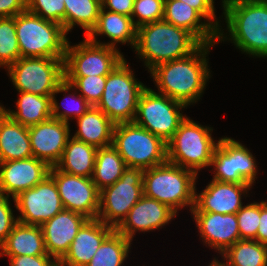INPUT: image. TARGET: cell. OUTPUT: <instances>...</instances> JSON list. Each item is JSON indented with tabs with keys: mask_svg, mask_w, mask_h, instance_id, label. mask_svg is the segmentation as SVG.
<instances>
[{
	"mask_svg": "<svg viewBox=\"0 0 267 266\" xmlns=\"http://www.w3.org/2000/svg\"><path fill=\"white\" fill-rule=\"evenodd\" d=\"M256 241L267 245V201L260 202V220L256 234Z\"/></svg>",
	"mask_w": 267,
	"mask_h": 266,
	"instance_id": "bcb514c9",
	"label": "cell"
},
{
	"mask_svg": "<svg viewBox=\"0 0 267 266\" xmlns=\"http://www.w3.org/2000/svg\"><path fill=\"white\" fill-rule=\"evenodd\" d=\"M20 58L15 17L0 18V67L7 69Z\"/></svg>",
	"mask_w": 267,
	"mask_h": 266,
	"instance_id": "e575fe53",
	"label": "cell"
},
{
	"mask_svg": "<svg viewBox=\"0 0 267 266\" xmlns=\"http://www.w3.org/2000/svg\"><path fill=\"white\" fill-rule=\"evenodd\" d=\"M9 257L10 266H59L58 262L50 255H21Z\"/></svg>",
	"mask_w": 267,
	"mask_h": 266,
	"instance_id": "7bdbcfd3",
	"label": "cell"
},
{
	"mask_svg": "<svg viewBox=\"0 0 267 266\" xmlns=\"http://www.w3.org/2000/svg\"><path fill=\"white\" fill-rule=\"evenodd\" d=\"M70 123L50 118L28 127L33 157L55 166L61 159L70 135Z\"/></svg>",
	"mask_w": 267,
	"mask_h": 266,
	"instance_id": "e0dca14e",
	"label": "cell"
},
{
	"mask_svg": "<svg viewBox=\"0 0 267 266\" xmlns=\"http://www.w3.org/2000/svg\"><path fill=\"white\" fill-rule=\"evenodd\" d=\"M197 174L166 161L143 172V195L178 210L195 204ZM184 207V208H183Z\"/></svg>",
	"mask_w": 267,
	"mask_h": 266,
	"instance_id": "277c9868",
	"label": "cell"
},
{
	"mask_svg": "<svg viewBox=\"0 0 267 266\" xmlns=\"http://www.w3.org/2000/svg\"><path fill=\"white\" fill-rule=\"evenodd\" d=\"M64 79L80 92L91 106H96L101 100L106 76H64Z\"/></svg>",
	"mask_w": 267,
	"mask_h": 266,
	"instance_id": "d590c367",
	"label": "cell"
},
{
	"mask_svg": "<svg viewBox=\"0 0 267 266\" xmlns=\"http://www.w3.org/2000/svg\"><path fill=\"white\" fill-rule=\"evenodd\" d=\"M97 149L93 145L70 137L55 167L71 175L92 178Z\"/></svg>",
	"mask_w": 267,
	"mask_h": 266,
	"instance_id": "4316f807",
	"label": "cell"
},
{
	"mask_svg": "<svg viewBox=\"0 0 267 266\" xmlns=\"http://www.w3.org/2000/svg\"><path fill=\"white\" fill-rule=\"evenodd\" d=\"M240 239L256 240L260 220V202L248 203L236 213Z\"/></svg>",
	"mask_w": 267,
	"mask_h": 266,
	"instance_id": "f35d334b",
	"label": "cell"
},
{
	"mask_svg": "<svg viewBox=\"0 0 267 266\" xmlns=\"http://www.w3.org/2000/svg\"><path fill=\"white\" fill-rule=\"evenodd\" d=\"M176 216L177 214L167 205L143 195L115 230L133 241L136 232L145 233L162 229Z\"/></svg>",
	"mask_w": 267,
	"mask_h": 266,
	"instance_id": "ac0fdd59",
	"label": "cell"
},
{
	"mask_svg": "<svg viewBox=\"0 0 267 266\" xmlns=\"http://www.w3.org/2000/svg\"><path fill=\"white\" fill-rule=\"evenodd\" d=\"M123 59L119 48L94 43L87 37L73 46L68 41L64 76H107Z\"/></svg>",
	"mask_w": 267,
	"mask_h": 266,
	"instance_id": "7c38bea8",
	"label": "cell"
},
{
	"mask_svg": "<svg viewBox=\"0 0 267 266\" xmlns=\"http://www.w3.org/2000/svg\"><path fill=\"white\" fill-rule=\"evenodd\" d=\"M50 166L35 157L0 162V194L12 199L43 181Z\"/></svg>",
	"mask_w": 267,
	"mask_h": 266,
	"instance_id": "2e32d148",
	"label": "cell"
},
{
	"mask_svg": "<svg viewBox=\"0 0 267 266\" xmlns=\"http://www.w3.org/2000/svg\"><path fill=\"white\" fill-rule=\"evenodd\" d=\"M49 175L54 179L64 209L79 213L88 219H96L99 210L100 191L92 178L71 175L55 166Z\"/></svg>",
	"mask_w": 267,
	"mask_h": 266,
	"instance_id": "5bb4252c",
	"label": "cell"
},
{
	"mask_svg": "<svg viewBox=\"0 0 267 266\" xmlns=\"http://www.w3.org/2000/svg\"><path fill=\"white\" fill-rule=\"evenodd\" d=\"M105 35L111 41L104 43L97 40L98 36ZM90 41L117 48V43L131 45L135 48L137 40V27L133 19L127 15L110 12L101 7L96 26L86 36Z\"/></svg>",
	"mask_w": 267,
	"mask_h": 266,
	"instance_id": "603a6c76",
	"label": "cell"
},
{
	"mask_svg": "<svg viewBox=\"0 0 267 266\" xmlns=\"http://www.w3.org/2000/svg\"><path fill=\"white\" fill-rule=\"evenodd\" d=\"M221 256L230 266H267V245L256 240L241 239Z\"/></svg>",
	"mask_w": 267,
	"mask_h": 266,
	"instance_id": "4dcf8cb0",
	"label": "cell"
},
{
	"mask_svg": "<svg viewBox=\"0 0 267 266\" xmlns=\"http://www.w3.org/2000/svg\"><path fill=\"white\" fill-rule=\"evenodd\" d=\"M213 128L187 117L180 123L173 137L166 143L167 161L194 171L209 167L218 141L212 137Z\"/></svg>",
	"mask_w": 267,
	"mask_h": 266,
	"instance_id": "8992f818",
	"label": "cell"
},
{
	"mask_svg": "<svg viewBox=\"0 0 267 266\" xmlns=\"http://www.w3.org/2000/svg\"><path fill=\"white\" fill-rule=\"evenodd\" d=\"M88 220L85 216L63 209L41 225L47 254L59 262L68 252L79 229Z\"/></svg>",
	"mask_w": 267,
	"mask_h": 266,
	"instance_id": "ffe728a7",
	"label": "cell"
},
{
	"mask_svg": "<svg viewBox=\"0 0 267 266\" xmlns=\"http://www.w3.org/2000/svg\"><path fill=\"white\" fill-rule=\"evenodd\" d=\"M8 116L7 109L0 104V126L3 122V120Z\"/></svg>",
	"mask_w": 267,
	"mask_h": 266,
	"instance_id": "c3c4849f",
	"label": "cell"
},
{
	"mask_svg": "<svg viewBox=\"0 0 267 266\" xmlns=\"http://www.w3.org/2000/svg\"><path fill=\"white\" fill-rule=\"evenodd\" d=\"M221 6L229 33L220 28L217 44L228 40L242 53L267 58V0H222Z\"/></svg>",
	"mask_w": 267,
	"mask_h": 266,
	"instance_id": "7a4b0ae2",
	"label": "cell"
},
{
	"mask_svg": "<svg viewBox=\"0 0 267 266\" xmlns=\"http://www.w3.org/2000/svg\"><path fill=\"white\" fill-rule=\"evenodd\" d=\"M252 187L249 183L212 179L201 193L195 192V204L190 212L236 214L243 206L242 197H247Z\"/></svg>",
	"mask_w": 267,
	"mask_h": 266,
	"instance_id": "9a60e30c",
	"label": "cell"
},
{
	"mask_svg": "<svg viewBox=\"0 0 267 266\" xmlns=\"http://www.w3.org/2000/svg\"><path fill=\"white\" fill-rule=\"evenodd\" d=\"M215 44H201L192 54L156 65L149 72L158 93L186 106L197 103L211 77L208 53Z\"/></svg>",
	"mask_w": 267,
	"mask_h": 266,
	"instance_id": "6da1fadb",
	"label": "cell"
},
{
	"mask_svg": "<svg viewBox=\"0 0 267 266\" xmlns=\"http://www.w3.org/2000/svg\"><path fill=\"white\" fill-rule=\"evenodd\" d=\"M19 222L41 226L64 209L54 179L48 175L36 186L13 198Z\"/></svg>",
	"mask_w": 267,
	"mask_h": 266,
	"instance_id": "4fadbf2b",
	"label": "cell"
},
{
	"mask_svg": "<svg viewBox=\"0 0 267 266\" xmlns=\"http://www.w3.org/2000/svg\"><path fill=\"white\" fill-rule=\"evenodd\" d=\"M126 168L124 160L112 145L98 148L92 180L101 191L120 179Z\"/></svg>",
	"mask_w": 267,
	"mask_h": 266,
	"instance_id": "f1b7e54d",
	"label": "cell"
},
{
	"mask_svg": "<svg viewBox=\"0 0 267 266\" xmlns=\"http://www.w3.org/2000/svg\"><path fill=\"white\" fill-rule=\"evenodd\" d=\"M187 3L194 9H196L205 19L209 22L217 31L220 30L222 26L219 24L220 20L216 18L215 15V5L214 0H179Z\"/></svg>",
	"mask_w": 267,
	"mask_h": 266,
	"instance_id": "b9f144b4",
	"label": "cell"
},
{
	"mask_svg": "<svg viewBox=\"0 0 267 266\" xmlns=\"http://www.w3.org/2000/svg\"><path fill=\"white\" fill-rule=\"evenodd\" d=\"M33 157L28 127L7 116L0 126V162Z\"/></svg>",
	"mask_w": 267,
	"mask_h": 266,
	"instance_id": "484cf974",
	"label": "cell"
},
{
	"mask_svg": "<svg viewBox=\"0 0 267 266\" xmlns=\"http://www.w3.org/2000/svg\"><path fill=\"white\" fill-rule=\"evenodd\" d=\"M15 30L20 57L65 58L68 38L61 24L26 9L15 16Z\"/></svg>",
	"mask_w": 267,
	"mask_h": 266,
	"instance_id": "5b68a950",
	"label": "cell"
},
{
	"mask_svg": "<svg viewBox=\"0 0 267 266\" xmlns=\"http://www.w3.org/2000/svg\"><path fill=\"white\" fill-rule=\"evenodd\" d=\"M48 255L41 226L17 222L0 245V257Z\"/></svg>",
	"mask_w": 267,
	"mask_h": 266,
	"instance_id": "cb8c5ba5",
	"label": "cell"
},
{
	"mask_svg": "<svg viewBox=\"0 0 267 266\" xmlns=\"http://www.w3.org/2000/svg\"><path fill=\"white\" fill-rule=\"evenodd\" d=\"M132 241L114 230L100 245L86 266H123Z\"/></svg>",
	"mask_w": 267,
	"mask_h": 266,
	"instance_id": "1f68e13d",
	"label": "cell"
},
{
	"mask_svg": "<svg viewBox=\"0 0 267 266\" xmlns=\"http://www.w3.org/2000/svg\"><path fill=\"white\" fill-rule=\"evenodd\" d=\"M78 129L73 138L97 148L112 145L115 124L96 106H91L76 119Z\"/></svg>",
	"mask_w": 267,
	"mask_h": 266,
	"instance_id": "d4e9b609",
	"label": "cell"
},
{
	"mask_svg": "<svg viewBox=\"0 0 267 266\" xmlns=\"http://www.w3.org/2000/svg\"><path fill=\"white\" fill-rule=\"evenodd\" d=\"M208 266H230V265L224 259L222 261H219L216 257H214V259Z\"/></svg>",
	"mask_w": 267,
	"mask_h": 266,
	"instance_id": "7dc6e473",
	"label": "cell"
},
{
	"mask_svg": "<svg viewBox=\"0 0 267 266\" xmlns=\"http://www.w3.org/2000/svg\"><path fill=\"white\" fill-rule=\"evenodd\" d=\"M16 102V110L7 109V114L14 121L30 127L52 118L51 96L20 92Z\"/></svg>",
	"mask_w": 267,
	"mask_h": 266,
	"instance_id": "83f0119b",
	"label": "cell"
},
{
	"mask_svg": "<svg viewBox=\"0 0 267 266\" xmlns=\"http://www.w3.org/2000/svg\"><path fill=\"white\" fill-rule=\"evenodd\" d=\"M6 71L17 91L51 96L64 80V59L20 57Z\"/></svg>",
	"mask_w": 267,
	"mask_h": 266,
	"instance_id": "9c48e42d",
	"label": "cell"
},
{
	"mask_svg": "<svg viewBox=\"0 0 267 266\" xmlns=\"http://www.w3.org/2000/svg\"><path fill=\"white\" fill-rule=\"evenodd\" d=\"M10 197L0 194V245L6 240L13 227L18 222L13 215V208L10 205Z\"/></svg>",
	"mask_w": 267,
	"mask_h": 266,
	"instance_id": "60d3db41",
	"label": "cell"
},
{
	"mask_svg": "<svg viewBox=\"0 0 267 266\" xmlns=\"http://www.w3.org/2000/svg\"><path fill=\"white\" fill-rule=\"evenodd\" d=\"M203 244L220 255L240 239L236 214L191 212Z\"/></svg>",
	"mask_w": 267,
	"mask_h": 266,
	"instance_id": "d6986e66",
	"label": "cell"
},
{
	"mask_svg": "<svg viewBox=\"0 0 267 266\" xmlns=\"http://www.w3.org/2000/svg\"><path fill=\"white\" fill-rule=\"evenodd\" d=\"M26 10V0H0V18L15 17Z\"/></svg>",
	"mask_w": 267,
	"mask_h": 266,
	"instance_id": "f6af8a7d",
	"label": "cell"
},
{
	"mask_svg": "<svg viewBox=\"0 0 267 266\" xmlns=\"http://www.w3.org/2000/svg\"><path fill=\"white\" fill-rule=\"evenodd\" d=\"M210 166L214 167L213 178L220 182L247 183L235 171L234 165V139L221 137L217 147L214 149Z\"/></svg>",
	"mask_w": 267,
	"mask_h": 266,
	"instance_id": "d6a6232c",
	"label": "cell"
},
{
	"mask_svg": "<svg viewBox=\"0 0 267 266\" xmlns=\"http://www.w3.org/2000/svg\"><path fill=\"white\" fill-rule=\"evenodd\" d=\"M26 9L45 20L61 24L65 30V5L63 0H26Z\"/></svg>",
	"mask_w": 267,
	"mask_h": 266,
	"instance_id": "8d00e7d4",
	"label": "cell"
},
{
	"mask_svg": "<svg viewBox=\"0 0 267 266\" xmlns=\"http://www.w3.org/2000/svg\"><path fill=\"white\" fill-rule=\"evenodd\" d=\"M163 20L186 29L202 44H217L218 31L196 9L183 1L164 0Z\"/></svg>",
	"mask_w": 267,
	"mask_h": 266,
	"instance_id": "7402d4cb",
	"label": "cell"
},
{
	"mask_svg": "<svg viewBox=\"0 0 267 266\" xmlns=\"http://www.w3.org/2000/svg\"><path fill=\"white\" fill-rule=\"evenodd\" d=\"M137 80L125 58L106 76L96 107L114 124L134 121L140 94L147 87Z\"/></svg>",
	"mask_w": 267,
	"mask_h": 266,
	"instance_id": "ba28073f",
	"label": "cell"
},
{
	"mask_svg": "<svg viewBox=\"0 0 267 266\" xmlns=\"http://www.w3.org/2000/svg\"><path fill=\"white\" fill-rule=\"evenodd\" d=\"M71 90L73 91V90H75V88L69 82H67L65 79L57 86L56 90L51 95V115H52V118L69 123V119L71 120L74 118L75 119L79 118L82 114H84L91 107V105L86 101V99L82 95L78 94L76 90L74 92H71ZM63 92H64L63 100H67V99L73 100V102L75 101L76 103L75 104L73 103L74 105H71L74 107L68 108L69 102L67 101V103H66L67 107H64L65 109L63 108L64 110L62 111L60 109L65 104L62 105V107H61L60 103H58L55 96H57L56 94L63 93ZM66 92H68V94H67L68 96L66 95ZM71 103H72V101H71Z\"/></svg>",
	"mask_w": 267,
	"mask_h": 266,
	"instance_id": "836d02e7",
	"label": "cell"
},
{
	"mask_svg": "<svg viewBox=\"0 0 267 266\" xmlns=\"http://www.w3.org/2000/svg\"><path fill=\"white\" fill-rule=\"evenodd\" d=\"M65 5V32H71L74 26H80L87 36L96 26L101 0H63Z\"/></svg>",
	"mask_w": 267,
	"mask_h": 266,
	"instance_id": "f546056e",
	"label": "cell"
},
{
	"mask_svg": "<svg viewBox=\"0 0 267 266\" xmlns=\"http://www.w3.org/2000/svg\"><path fill=\"white\" fill-rule=\"evenodd\" d=\"M102 8L131 17L134 0H101Z\"/></svg>",
	"mask_w": 267,
	"mask_h": 266,
	"instance_id": "ee69618b",
	"label": "cell"
},
{
	"mask_svg": "<svg viewBox=\"0 0 267 266\" xmlns=\"http://www.w3.org/2000/svg\"><path fill=\"white\" fill-rule=\"evenodd\" d=\"M112 146L126 167L146 170L167 161L166 143L134 122L115 124Z\"/></svg>",
	"mask_w": 267,
	"mask_h": 266,
	"instance_id": "52a82bcc",
	"label": "cell"
},
{
	"mask_svg": "<svg viewBox=\"0 0 267 266\" xmlns=\"http://www.w3.org/2000/svg\"><path fill=\"white\" fill-rule=\"evenodd\" d=\"M202 43L186 29L164 20L137 28L135 50L148 73L156 65L192 54Z\"/></svg>",
	"mask_w": 267,
	"mask_h": 266,
	"instance_id": "3957f363",
	"label": "cell"
},
{
	"mask_svg": "<svg viewBox=\"0 0 267 266\" xmlns=\"http://www.w3.org/2000/svg\"><path fill=\"white\" fill-rule=\"evenodd\" d=\"M235 171L249 184L254 185L257 179V164L253 154L242 143L234 139ZM256 178V179H255Z\"/></svg>",
	"mask_w": 267,
	"mask_h": 266,
	"instance_id": "ab89813d",
	"label": "cell"
},
{
	"mask_svg": "<svg viewBox=\"0 0 267 266\" xmlns=\"http://www.w3.org/2000/svg\"><path fill=\"white\" fill-rule=\"evenodd\" d=\"M143 172L127 167L113 185L100 191L97 219L116 229L143 196Z\"/></svg>",
	"mask_w": 267,
	"mask_h": 266,
	"instance_id": "8fae6325",
	"label": "cell"
},
{
	"mask_svg": "<svg viewBox=\"0 0 267 266\" xmlns=\"http://www.w3.org/2000/svg\"><path fill=\"white\" fill-rule=\"evenodd\" d=\"M185 108V104L146 87L140 94L133 122L167 143L186 118L182 114Z\"/></svg>",
	"mask_w": 267,
	"mask_h": 266,
	"instance_id": "30bf717a",
	"label": "cell"
},
{
	"mask_svg": "<svg viewBox=\"0 0 267 266\" xmlns=\"http://www.w3.org/2000/svg\"><path fill=\"white\" fill-rule=\"evenodd\" d=\"M99 219H88L79 229L59 266H86L103 241L114 231Z\"/></svg>",
	"mask_w": 267,
	"mask_h": 266,
	"instance_id": "44dd1931",
	"label": "cell"
},
{
	"mask_svg": "<svg viewBox=\"0 0 267 266\" xmlns=\"http://www.w3.org/2000/svg\"><path fill=\"white\" fill-rule=\"evenodd\" d=\"M163 17L164 0H134L131 18L137 28L147 23L163 20Z\"/></svg>",
	"mask_w": 267,
	"mask_h": 266,
	"instance_id": "74e56055",
	"label": "cell"
}]
</instances>
